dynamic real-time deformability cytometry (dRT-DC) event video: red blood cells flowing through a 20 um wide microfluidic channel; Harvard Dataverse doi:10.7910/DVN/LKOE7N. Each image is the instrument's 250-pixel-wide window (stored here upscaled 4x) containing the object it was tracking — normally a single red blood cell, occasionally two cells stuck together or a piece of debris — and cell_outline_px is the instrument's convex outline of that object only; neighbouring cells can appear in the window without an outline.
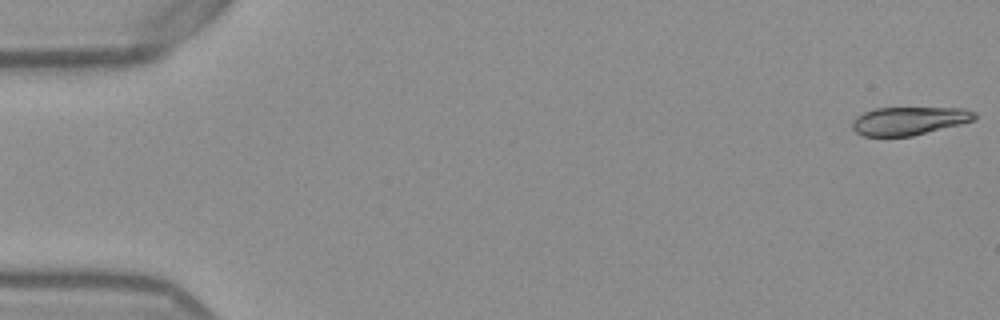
{"species": "Egyptian fruit bat (a non-hibernating species)", "species_latin": "Rousettus aegyptiacus", "temperature_condition": "warm", "stored_images_in_passage": 53, "camera_frame_rate_fps": 3000, "um_per_image_px": 0.085, "frame": {"image": 1, "passage_image": 1, "time_ms": 0.0, "image_size_px": [1000, 320], "cell_outline_px": [[976, 120], [912, 136], [864, 136], [856, 132], [852, 128], [852, 120], [856, 116], [864, 112], [876, 108], [964, 108], [976, 112]], "centroid_in_image_um": [77.27, 10.27], "position_along_channel_um": 7.7, "area_um2": 20.11}}
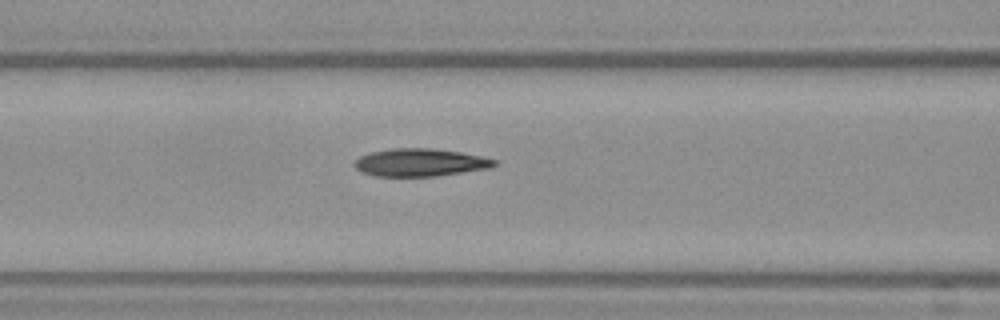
{"frame": {"image": 2, "passage_image": 22, "time_ms": 7.0, "image_size_px": [1000, 320], "cell_outline_px": [[500, 164], [488, 168], [436, 176], [376, 176], [360, 172], [352, 164], [360, 156], [372, 152], [392, 148], [432, 148], [460, 152], [480, 156], [496, 160]], "centroid_in_image_um": [35.7, 13.81], "position_along_channel_um": 130.9, "area_um2": 22.54}}
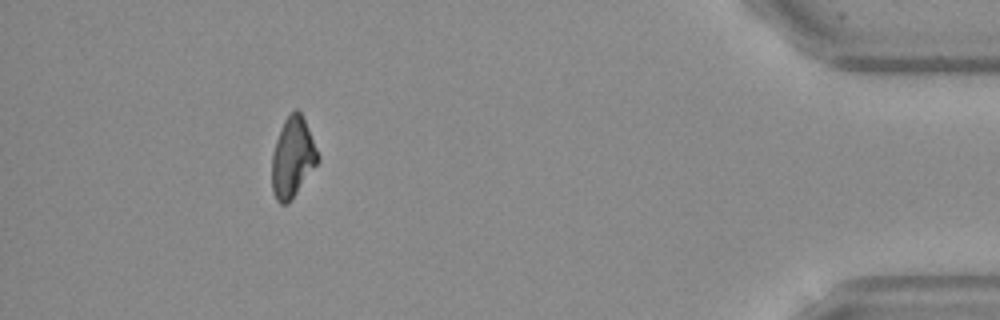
{"frame": {"image": 3, "passage_image": 48, "time_ms": 15.667, "image_size_px": [1000, 320], "cell_outline_px": [[320, 160], [288, 204], [280, 204], [276, 200], [272, 192], [272, 152], [280, 128], [284, 120], [296, 108], [300, 112], [304, 120], [320, 156]], "centroid_in_image_um": [24.86, 13.41], "position_along_channel_um": 410.3, "area_um2": 21.33}, "authors_computed_cell_mechanics": {"area_um2": 22.4264, "velocity_mm_per_s": 3.8832, "shape_relaxation_time_tau1_ms": 8.4831, "shape_relaxation_time_tau2_ms": 9.4626, "deformation_change_tau1": 0.2198, "deformation_change_tau2": 0.1566}}